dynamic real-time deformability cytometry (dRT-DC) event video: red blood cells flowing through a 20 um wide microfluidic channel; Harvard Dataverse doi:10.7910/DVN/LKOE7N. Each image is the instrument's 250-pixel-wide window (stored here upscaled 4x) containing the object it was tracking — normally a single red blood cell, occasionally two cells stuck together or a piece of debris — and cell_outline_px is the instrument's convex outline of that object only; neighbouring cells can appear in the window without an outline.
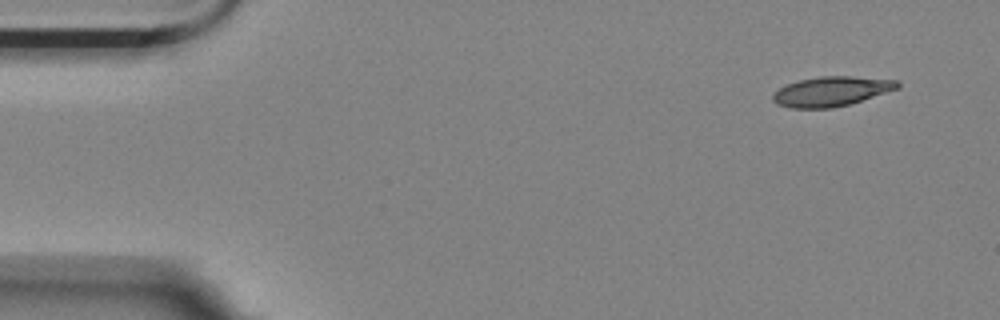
{"species": "Egyptian fruit bat (a non-hibernating species)", "species_latin": "Rousettus aegyptiacus", "temperature_condition": "room temperature", "stored_images_in_passage": 18, "camera_frame_rate_fps": 3000, "um_per_image_px": 0.085, "animal": {"sex": "female"}, "frame": {"image": 1, "passage_image": 1, "time_ms": 0.0, "image_size_px": [1000, 320], "cell_outline_px": [[900, 88], [848, 104], [832, 108], [792, 108], [776, 104], [772, 100], [772, 92], [788, 84], [800, 80], [820, 76], [852, 76], [896, 80], [900, 84]], "centroid_in_image_um": [70.64, 7.76], "position_along_channel_um": 14.4, "area_um2": 21.44}}
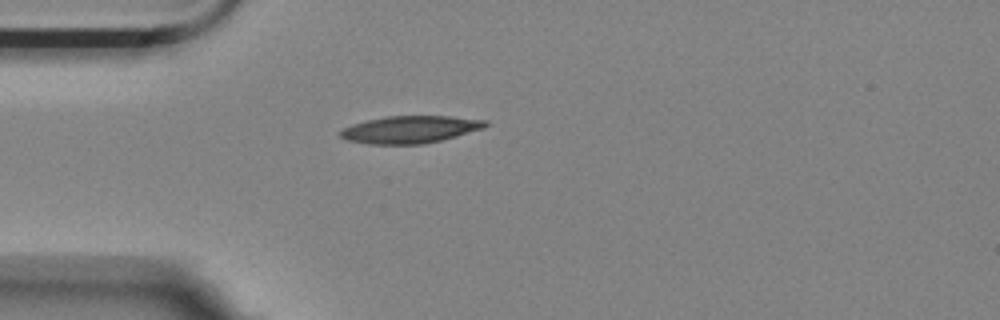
{"frame": {"image": 2, "passage_image": 12, "time_ms": 3.667, "image_size_px": [1000, 320], "cell_outline_px": [[488, 124], [484, 128], [440, 140], [424, 144], [368, 144], [348, 140], [340, 136], [340, 132], [344, 128], [352, 124], [384, 116], [452, 116], [488, 120]], "centroid_in_image_um": [34.88, 11.0], "position_along_channel_um": 50.1, "area_um2": 22.95}}
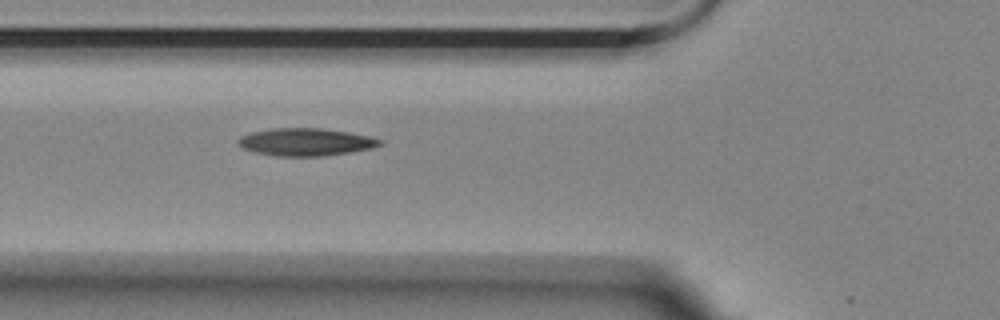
{"frame": {"image": 3, "passage_image": 17, "time_ms": 5.333, "image_size_px": [1000, 320], "cell_outline_px": [[384, 144], [372, 148], [324, 156], [276, 156], [256, 152], [244, 148], [236, 144], [236, 140], [240, 136], [248, 132], [268, 128], [324, 128], [348, 132], [368, 136], [384, 140]], "centroid_in_image_um": [25.95, 12.06], "position_along_channel_um": 99.8, "area_um2": 23.0}}